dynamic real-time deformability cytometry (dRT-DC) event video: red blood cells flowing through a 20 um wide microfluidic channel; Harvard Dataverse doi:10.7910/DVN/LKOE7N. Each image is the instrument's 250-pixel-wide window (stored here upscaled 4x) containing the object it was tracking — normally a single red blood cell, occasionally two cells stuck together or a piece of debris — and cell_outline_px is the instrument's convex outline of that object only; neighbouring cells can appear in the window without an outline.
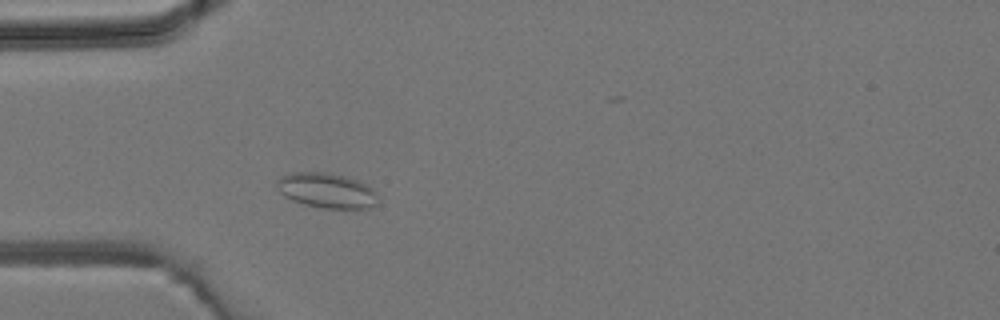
{"species": "common noctule bat (a hibernating species)", "species_latin": "Nyctalus noctula", "temperature_condition": "room temperature", "stored_images_in_passage": 3, "camera_frame_rate_fps": 3000, "um_per_image_px": 0.085, "animal": {"sex": "male", "body_mass_g": 19.2, "forearm_length_mm": 51.8}, "frame": {"image": 1, "passage_image": 3, "time_ms": 2.333, "image_size_px": [1000, 320], "cell_outline_px": [[376, 204], [368, 208], [324, 208], [304, 204], [292, 200], [284, 196], [280, 192], [276, 184], [276, 180], [280, 176], [288, 172], [324, 172], [344, 176], [356, 180], [372, 188], [376, 192]], "centroid_in_image_um": [27.71, 16.18], "position_along_channel_um": 57.3, "area_um2": 20.52}}